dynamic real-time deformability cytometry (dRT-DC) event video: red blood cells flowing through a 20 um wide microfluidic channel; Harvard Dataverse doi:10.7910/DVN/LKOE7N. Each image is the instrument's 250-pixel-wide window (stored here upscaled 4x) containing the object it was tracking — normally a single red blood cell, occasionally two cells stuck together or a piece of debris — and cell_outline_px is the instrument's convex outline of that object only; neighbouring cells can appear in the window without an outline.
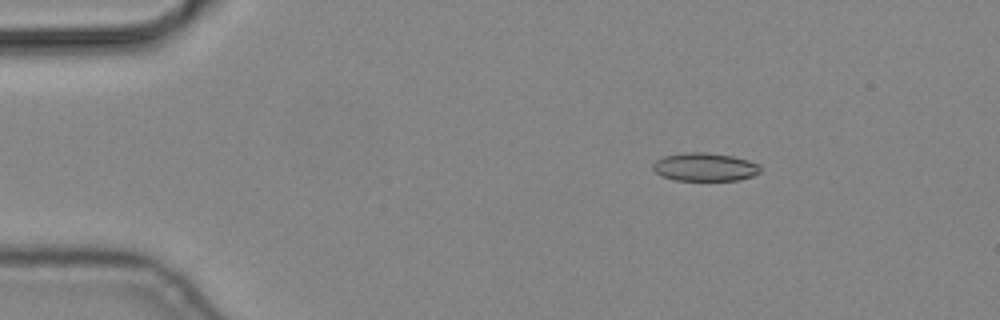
{"species": "common noctule bat (a hibernating species)", "species_latin": "Nyctalus noctula", "temperature_condition": "cold", "stored_images_in_passage": 3, "camera_frame_rate_fps": 3000, "um_per_image_px": 0.085, "animal": {"sex": "male", "body_mass_g": 19.2, "forearm_length_mm": 51.8}, "frame": {"image": 1, "passage_image": 1, "time_ms": 0.0, "image_size_px": [1000, 320], "cell_outline_px": [[760, 172], [752, 176], [740, 180], [676, 180], [660, 176], [652, 168], [652, 164], [656, 160], [664, 156], [684, 152], [704, 152], [732, 156], [748, 160], [760, 164]], "centroid_in_image_um": [59.9, 14.19], "position_along_channel_um": 25.1, "area_um2": 17.74}}